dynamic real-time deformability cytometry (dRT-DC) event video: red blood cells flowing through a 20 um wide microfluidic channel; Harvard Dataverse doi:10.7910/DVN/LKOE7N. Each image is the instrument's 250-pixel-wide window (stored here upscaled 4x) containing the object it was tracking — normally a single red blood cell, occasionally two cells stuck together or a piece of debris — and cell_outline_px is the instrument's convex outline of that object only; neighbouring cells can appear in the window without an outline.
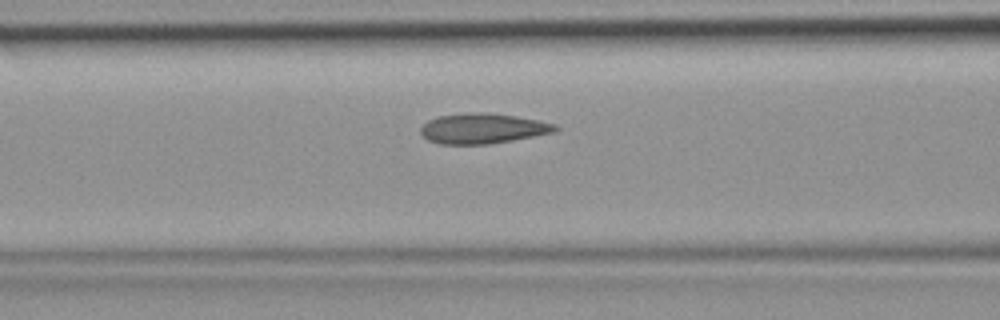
{"species": "common noctule bat (a hibernating species)", "species_latin": "Nyctalus noctula", "temperature_condition": "room temperature", "stored_images_in_passage": 29, "camera_frame_rate_fps": 3000, "um_per_image_px": 0.085, "animal": {"sex": "female", "body_mass_g": 19.9}, "frame": {"image": 1, "passage_image": 5, "time_ms": 1.333, "image_size_px": [1000, 320], "cell_outline_px": [[560, 128], [556, 132], [512, 140], [488, 144], [440, 144], [428, 140], [420, 132], [420, 128], [428, 120], [436, 116], [472, 112], [484, 112], [516, 116], [556, 124]], "centroid_in_image_um": [41.03, 10.92], "position_along_channel_um": 125.6, "area_um2": 23.7}}
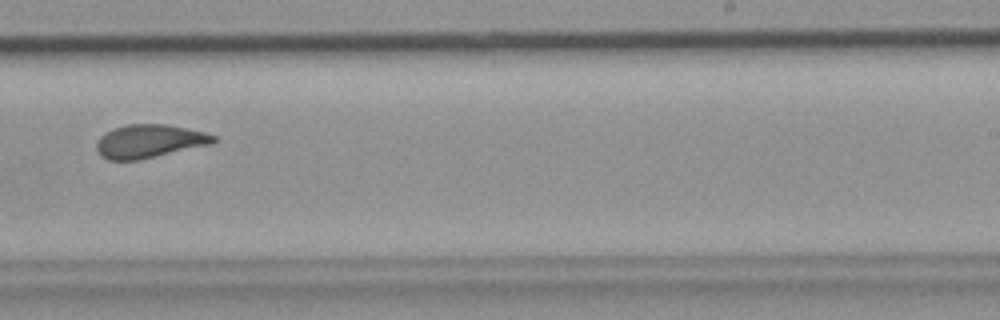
{"frame": {"image": 2, "passage_image": 15, "time_ms": 4.667, "image_size_px": [1000, 320], "cell_outline_px": [[220, 140], [212, 144], [140, 160], [108, 160], [100, 156], [96, 148], [96, 144], [100, 136], [112, 128], [128, 124], [168, 124], [204, 132], [216, 136]], "centroid_in_image_um": [12.71, 12.0], "position_along_channel_um": 276.3, "area_um2": 23.0}}
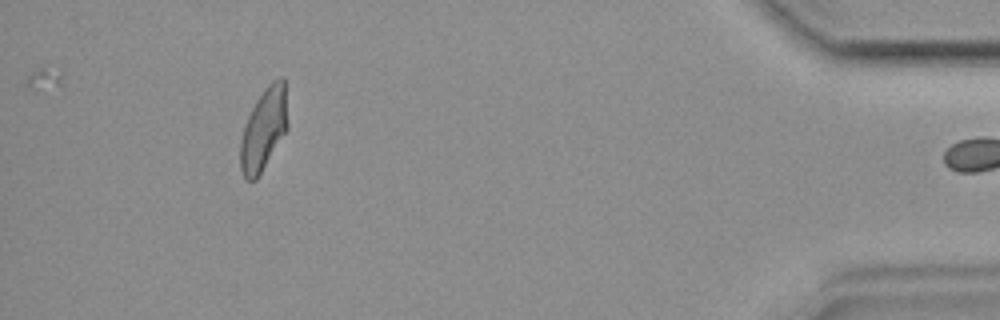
{"frame": {"image": 3, "passage_image": 28, "time_ms": 9.0, "image_size_px": [1000, 320], "cell_outline_px": [[288, 128], [256, 180], [248, 180], [244, 176], [240, 168], [240, 140], [244, 124], [256, 100], [264, 88], [272, 80], [280, 76], [284, 76], [288, 124]], "centroid_in_image_um": [22.42, 10.95], "position_along_channel_um": 412.8, "area_um2": 22.72}}